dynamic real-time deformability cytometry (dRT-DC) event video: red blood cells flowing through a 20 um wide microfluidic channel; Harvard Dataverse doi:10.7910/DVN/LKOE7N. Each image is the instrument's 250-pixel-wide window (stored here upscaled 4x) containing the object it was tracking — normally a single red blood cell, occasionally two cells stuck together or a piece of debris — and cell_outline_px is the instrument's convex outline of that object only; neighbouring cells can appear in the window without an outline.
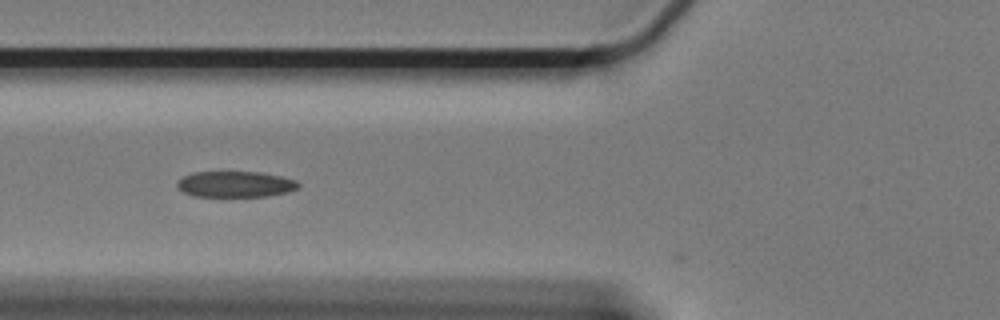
{"species": "Egyptian fruit bat (a non-hibernating species)", "species_latin": "Rousettus aegyptiacus", "temperature_condition": "cold", "stored_images_in_passage": 12, "camera_frame_rate_fps": 3000, "um_per_image_px": 0.085, "animal": {"sex": "female"}, "frame": {"image": 1, "passage_image": 2, "time_ms": 0.333, "image_size_px": [1000, 320], "cell_outline_px": [[300, 184], [296, 188], [288, 192], [268, 196], [192, 196], [184, 192], [176, 184], [184, 176], [192, 172], [260, 172], [280, 176], [296, 180]], "centroid_in_image_um": [20.02, 15.65], "position_along_channel_um": 105.8, "area_um2": 18.15}}
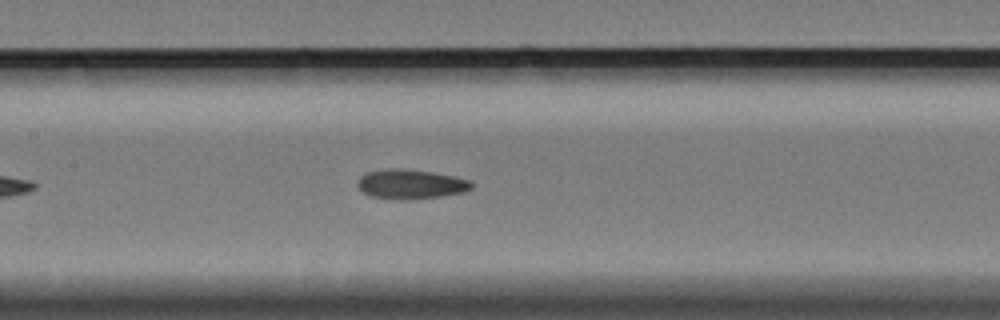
{"frame": {"image": 2, "passage_image": 8, "time_ms": 2.333, "image_size_px": [1000, 320], "cell_outline_px": [[472, 188], [464, 192], [440, 196], [408, 200], [400, 200], [372, 196], [364, 192], [356, 184], [360, 176], [368, 172], [384, 168], [404, 168], [432, 172], [472, 180]], "centroid_in_image_um": [34.91, 15.64], "position_along_channel_um": 172.5, "area_um2": 19.65}}
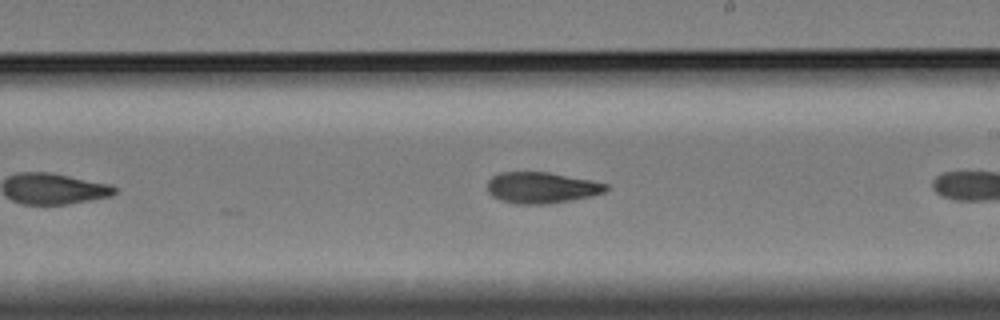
{"frame": {"image": 3, "passage_image": 11, "time_ms": 3.333, "image_size_px": [1000, 320], "cell_outline_px": [[608, 188], [604, 192], [592, 196], [548, 204], [516, 204], [500, 200], [492, 196], [488, 192], [488, 180], [492, 176], [500, 172], [548, 172], [608, 184]], "centroid_in_image_um": [46.0, 15.96], "position_along_channel_um": 243.0, "area_um2": 21.44}}